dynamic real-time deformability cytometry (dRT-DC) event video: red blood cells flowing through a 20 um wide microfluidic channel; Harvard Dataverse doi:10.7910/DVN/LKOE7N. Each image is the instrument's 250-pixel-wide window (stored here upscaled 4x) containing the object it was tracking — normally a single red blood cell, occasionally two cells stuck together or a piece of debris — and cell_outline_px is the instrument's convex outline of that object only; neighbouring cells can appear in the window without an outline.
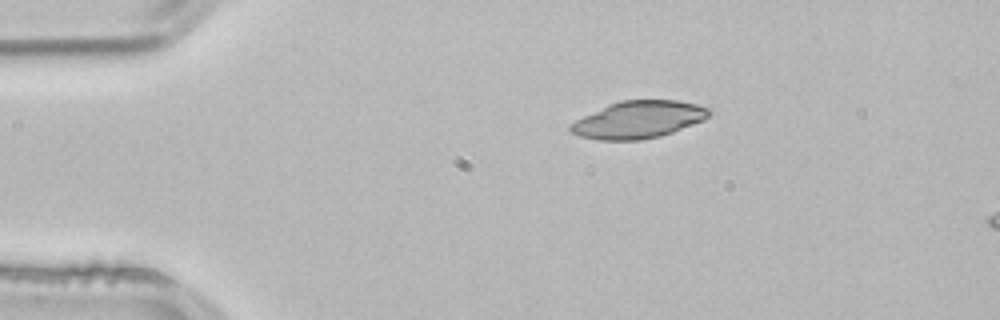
{"species": "common noctule bat (a hibernating species)", "species_latin": "Nyctalus noctula", "temperature_condition": "room temperature", "stored_images_in_passage": 2, "camera_frame_rate_fps": 3000, "um_per_image_px": 0.085, "animal": {"sex": "male", "body_mass_g": 21.5, "forearm_length_mm": 52.0}, "frame": {"image": 1, "passage_image": 1, "time_ms": 0.0, "image_size_px": [1000, 320], "cell_outline_px": [[712, 112], [704, 120], [672, 132], [660, 136], [640, 140], [596, 140], [580, 136], [572, 132], [568, 128], [568, 124], [608, 104], [620, 100], [676, 100], [696, 104], [712, 108]], "centroid_in_image_um": [54.27, 10.17], "position_along_channel_um": 30.7, "area_um2": 30.11}}